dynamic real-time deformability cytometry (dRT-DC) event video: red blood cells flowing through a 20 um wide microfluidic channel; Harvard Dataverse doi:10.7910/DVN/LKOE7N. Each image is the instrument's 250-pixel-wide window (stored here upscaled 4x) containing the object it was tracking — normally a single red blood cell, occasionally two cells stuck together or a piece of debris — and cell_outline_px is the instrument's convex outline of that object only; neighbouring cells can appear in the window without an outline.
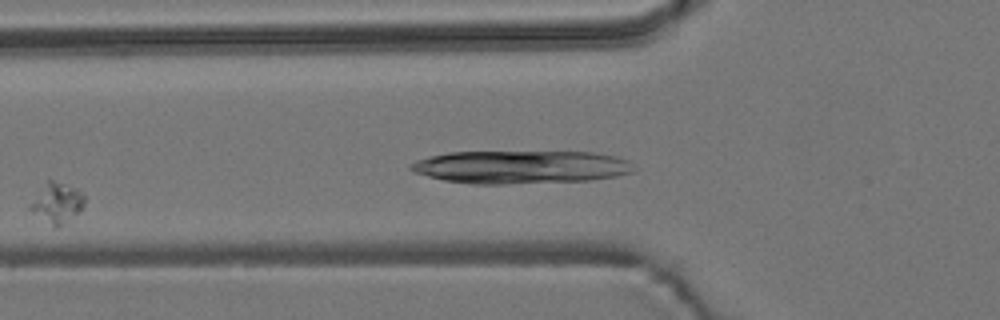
{"species": "common noctule bat (a hibernating species)", "species_latin": "Nyctalus noctula", "temperature_condition": "room temperature", "stored_images_in_passage": 10, "segment_of_instrument_passage": [1, 2], "camera_frame_rate_fps": 3000, "um_per_image_px": 0.085, "animal": {"sex": "male", "body_mass_g": 19.2, "forearm_length_mm": 51.8}, "frame": {"image": 1, "passage_image": 6, "time_ms": 6.0, "image_size_px": [1000, 320], "cell_outline_px": [[84, 204], [64, 224], [56, 228], [28, 208], [48, 180], [52, 180], [76, 188], [84, 196]], "centroid_in_image_um": [4.86, 17.25], "position_along_channel_um": 120.9, "area_um2": 11.85}}